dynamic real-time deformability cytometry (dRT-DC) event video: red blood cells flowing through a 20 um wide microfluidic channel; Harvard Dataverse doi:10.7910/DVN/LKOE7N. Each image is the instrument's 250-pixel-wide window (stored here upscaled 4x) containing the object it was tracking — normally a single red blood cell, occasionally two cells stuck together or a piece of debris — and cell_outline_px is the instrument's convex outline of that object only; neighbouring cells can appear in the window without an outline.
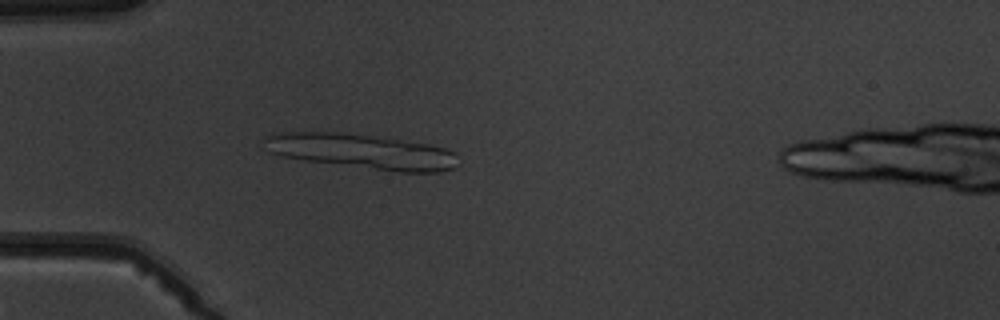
{"species": "common noctule bat (a hibernating species)", "species_latin": "Nyctalus noctula", "temperature_condition": "warm", "stored_images_in_passage": 6, "camera_frame_rate_fps": 3000, "um_per_image_px": 0.085, "animal": {"sex": "male", "body_mass_g": 19.5, "forearm_length_mm": 54.6}, "frame": {"image": 1, "passage_image": 5, "time_ms": 4.667, "image_size_px": [1000, 320], "cell_outline_px": [[460, 164], [452, 168], [440, 172], [400, 172], [308, 160], [284, 156], [272, 152], [264, 148], [260, 140], [264, 136], [280, 132], [336, 132], [400, 140], [428, 144], [444, 148], [456, 152]], "centroid_in_image_um": [30.76, 12.87], "position_along_channel_um": 54.2, "area_um2": 39.02}}